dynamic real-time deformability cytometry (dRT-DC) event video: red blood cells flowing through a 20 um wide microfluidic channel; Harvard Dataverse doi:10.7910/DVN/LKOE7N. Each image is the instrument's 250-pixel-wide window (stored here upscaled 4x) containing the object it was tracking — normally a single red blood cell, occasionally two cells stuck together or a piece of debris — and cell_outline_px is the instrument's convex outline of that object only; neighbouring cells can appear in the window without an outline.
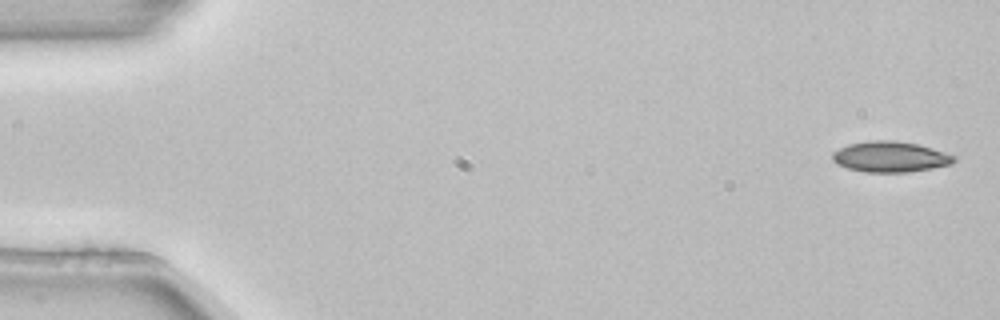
{"species": "common noctule bat (a hibernating species)", "species_latin": "Nyctalus noctula", "temperature_condition": "room temperature", "stored_images_in_passage": 5, "segment_of_instrument_passage": [1, 2], "camera_frame_rate_fps": 3000, "um_per_image_px": 0.085, "animal": {"sex": "female", "body_mass_g": 22.7, "forearm_length_mm": 54.2}, "frame": {"image": 1, "passage_image": 1, "time_ms": 0.0, "image_size_px": [1000, 320], "cell_outline_px": [[956, 160], [952, 164], [932, 168], [908, 172], [864, 172], [848, 168], [836, 164], [832, 160], [832, 152], [848, 144], [868, 140], [892, 140], [920, 144], [956, 156]], "centroid_in_image_um": [75.66, 13.32], "position_along_channel_um": 9.3, "area_um2": 21.91}}